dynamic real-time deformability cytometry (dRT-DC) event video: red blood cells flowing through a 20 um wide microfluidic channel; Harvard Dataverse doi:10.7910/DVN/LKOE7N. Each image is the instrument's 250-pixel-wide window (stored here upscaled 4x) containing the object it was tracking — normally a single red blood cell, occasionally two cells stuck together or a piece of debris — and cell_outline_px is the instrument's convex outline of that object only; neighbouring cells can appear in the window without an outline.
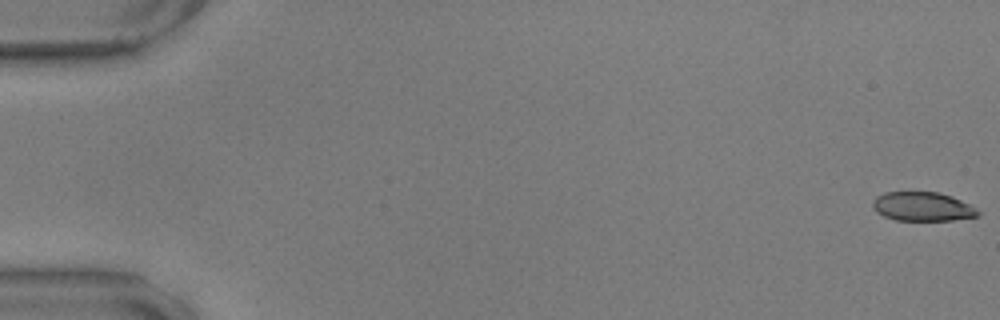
{"species": "common noctule bat (a hibernating species)", "species_latin": "Nyctalus noctula", "temperature_condition": "warm", "stored_images_in_passage": 59, "camera_frame_rate_fps": 3000, "um_per_image_px": 0.085, "animal": {"sex": "male", "body_mass_g": 17.9, "forearm_length_mm": 54.2}, "frame": {"image": 1, "passage_image": 1, "time_ms": 0.0, "image_size_px": [1000, 320], "cell_outline_px": [[980, 216], [952, 220], [896, 220], [884, 216], [876, 212], [872, 208], [872, 200], [876, 196], [884, 192], [936, 192], [952, 196], [976, 208], [980, 212]], "centroid_in_image_um": [78.39, 17.56], "position_along_channel_um": 6.6, "area_um2": 17.86}}
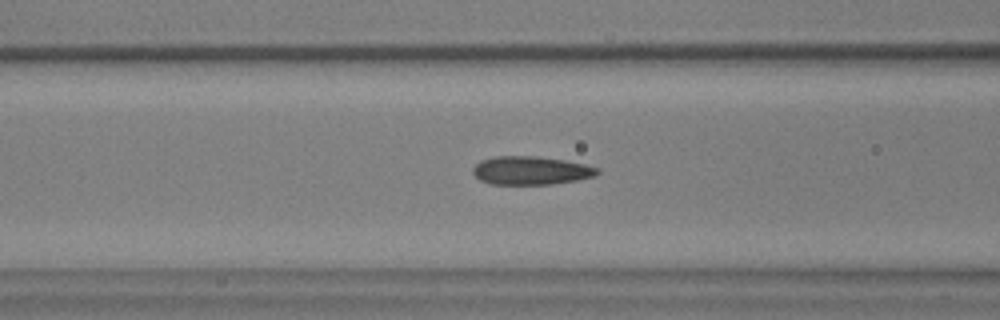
{"frame": {"image": 2, "passage_image": 24, "time_ms": 7.667, "image_size_px": [1000, 320], "cell_outline_px": [[600, 172], [596, 176], [576, 180], [552, 184], [492, 184], [480, 180], [472, 172], [472, 168], [480, 160], [496, 156], [536, 156], [564, 160], [584, 164], [600, 168]], "centroid_in_image_um": [45.13, 14.49], "position_along_channel_um": 121.5, "area_um2": 20.63}}
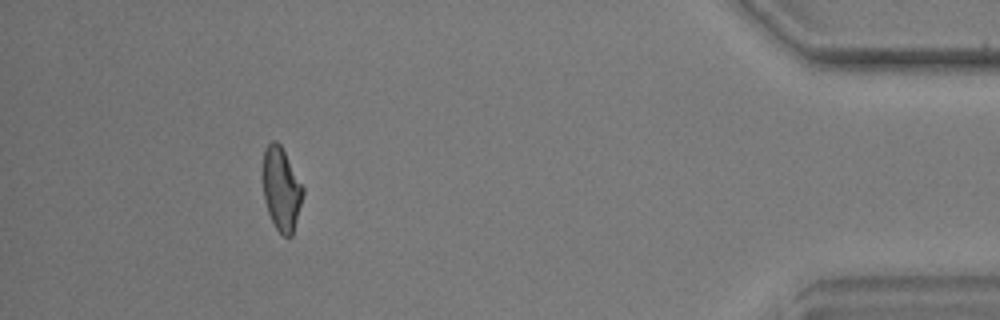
{"frame": {"image": 3, "passage_image": 53, "time_ms": 17.333, "image_size_px": [1000, 320], "cell_outline_px": [[304, 192], [292, 236], [284, 236], [276, 228], [268, 212], [264, 200], [264, 148], [272, 140], [276, 140], [280, 144], [304, 188]], "centroid_in_image_um": [23.92, 16.06], "position_along_channel_um": 411.3, "area_um2": 19.02}}